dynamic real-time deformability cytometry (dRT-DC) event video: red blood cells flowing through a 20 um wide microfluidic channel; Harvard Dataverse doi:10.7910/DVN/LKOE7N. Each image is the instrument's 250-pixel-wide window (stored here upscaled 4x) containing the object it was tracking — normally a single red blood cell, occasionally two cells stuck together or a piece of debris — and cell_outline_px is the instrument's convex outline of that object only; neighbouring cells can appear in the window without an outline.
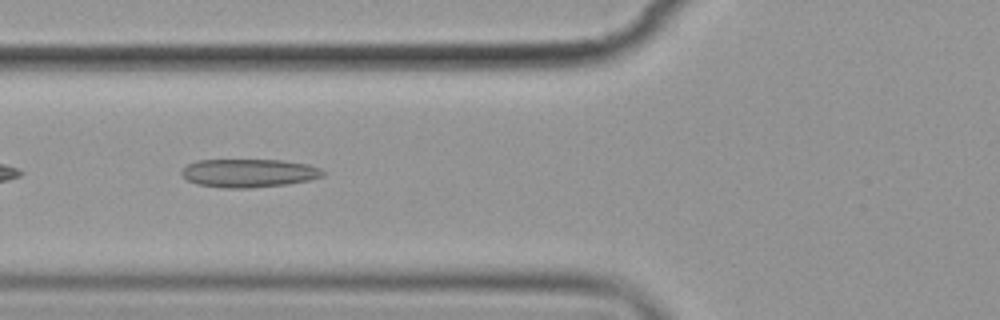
{"species": "common noctule bat (a hibernating species)", "species_latin": "Nyctalus noctula", "temperature_condition": "cold", "stored_images_in_passage": 3, "camera_frame_rate_fps": 3000, "um_per_image_px": 0.085, "animal": {"sex": "female", "body_mass_g": 19.9}, "frame": {"image": 1, "passage_image": 3, "time_ms": 2.333, "image_size_px": [1000, 320], "cell_outline_px": [[328, 172], [324, 176], [308, 180], [288, 184], [252, 188], [224, 188], [196, 184], [188, 180], [180, 172], [188, 164], [196, 160], [280, 160], [308, 164], [320, 168]], "centroid_in_image_um": [21.18, 14.71], "position_along_channel_um": 104.6, "area_um2": 23.47}}